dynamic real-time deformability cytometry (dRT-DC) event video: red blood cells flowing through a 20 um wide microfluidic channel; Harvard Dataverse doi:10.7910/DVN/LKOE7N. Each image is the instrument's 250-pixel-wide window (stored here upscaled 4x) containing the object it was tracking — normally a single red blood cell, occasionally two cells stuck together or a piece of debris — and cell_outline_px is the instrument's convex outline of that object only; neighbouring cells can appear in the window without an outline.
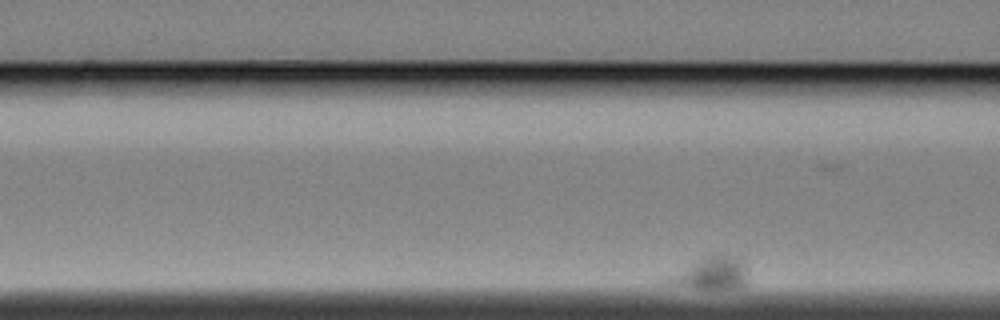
{"species": "Egyptian fruit bat (a non-hibernating species)", "species_latin": "Rousettus aegyptiacus", "temperature_condition": "cold", "stored_images_in_passage": 51, "camera_frame_rate_fps": 3000, "um_per_image_px": 0.085, "animal": {"sex": "female"}, "frame": {"image": 1, "passage_image": 8, "time_ms": 2.333, "image_size_px": [1000, 320], "cell_outline_px": [[748, 284], [740, 288], [692, 288], [668, 284], [664, 280], [668, 276], [708, 256], [732, 256], [740, 260], [748, 272]], "centroid_in_image_um": [60.5, 23.29], "position_along_channel_um": 106.1, "area_um2": 14.57}}
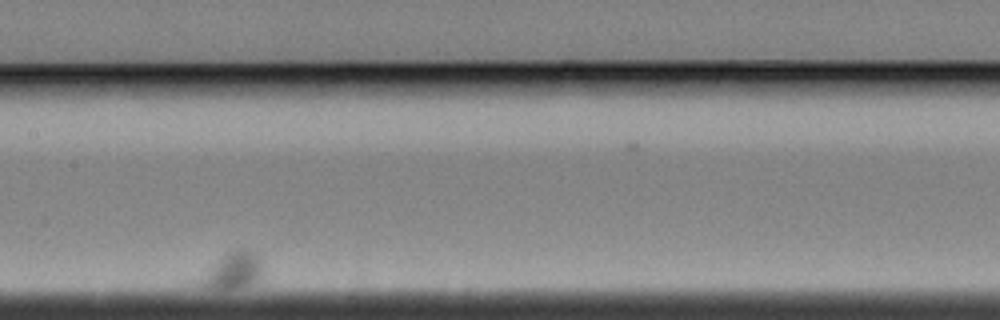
{"frame": {"image": 2, "passage_image": 22, "time_ms": 7.0, "image_size_px": [1000, 320], "cell_outline_px": [[264, 280], [260, 284], [240, 288], [208, 288], [192, 284], [188, 280], [228, 252], [240, 248], [248, 248], [256, 252], [264, 264]], "centroid_in_image_um": [19.75, 23.04], "position_along_channel_um": 187.7, "area_um2": 15.03}}
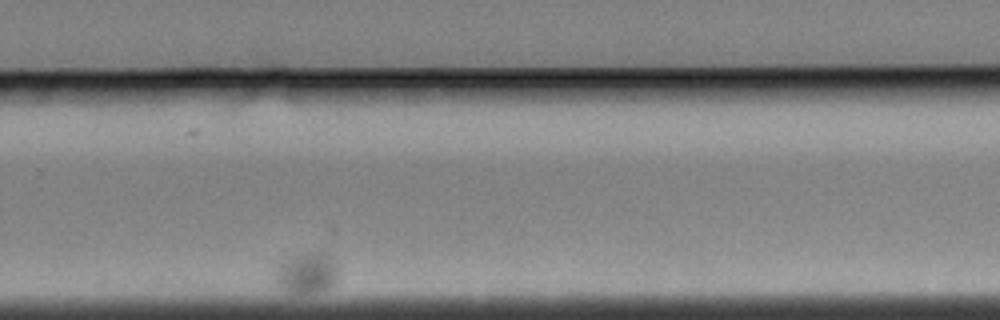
{"frame": {"image": 3, "passage_image": 44, "time_ms": 14.333, "image_size_px": [1000, 320], "cell_outline_px": [[336, 284], [320, 292], [288, 292], [280, 288], [276, 284], [276, 268], [288, 256], [300, 252], [320, 248], [328, 252], [336, 268]], "centroid_in_image_um": [26.08, 23.12], "position_along_channel_um": 303.7, "area_um2": 15.49}}